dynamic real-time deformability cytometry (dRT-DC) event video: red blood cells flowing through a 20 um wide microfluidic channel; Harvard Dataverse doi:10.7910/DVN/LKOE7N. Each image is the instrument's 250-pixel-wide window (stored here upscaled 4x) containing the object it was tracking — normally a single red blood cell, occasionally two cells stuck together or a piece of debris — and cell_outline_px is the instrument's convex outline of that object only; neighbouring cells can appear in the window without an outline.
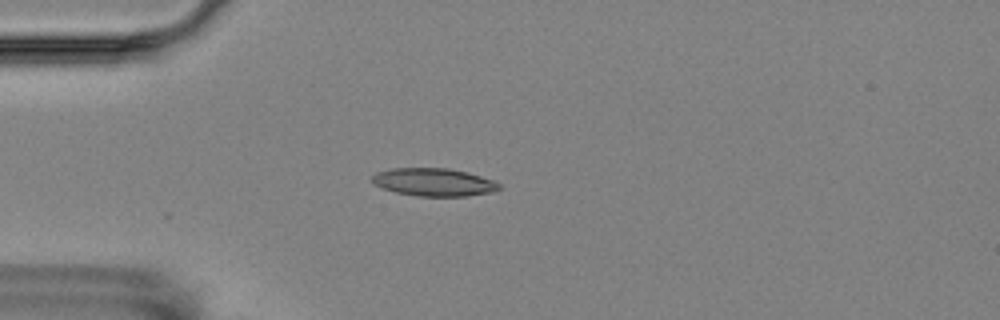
{"species": "Egyptian fruit bat (a non-hibernating species)", "species_latin": "Rousettus aegyptiacus", "temperature_condition": "room temperature", "stored_images_in_passage": 4, "camera_frame_rate_fps": 3000, "um_per_image_px": 0.085, "animal": {"sex": "female"}, "frame": {"image": 1, "passage_image": 4, "time_ms": 4.333, "image_size_px": [1000, 320], "cell_outline_px": [[500, 188], [492, 192], [468, 196], [416, 196], [396, 192], [380, 188], [372, 184], [372, 176], [376, 172], [392, 168], [448, 168], [468, 172], [492, 180], [500, 184]], "centroid_in_image_um": [36.83, 15.48], "position_along_channel_um": 48.2, "area_um2": 20.75}}